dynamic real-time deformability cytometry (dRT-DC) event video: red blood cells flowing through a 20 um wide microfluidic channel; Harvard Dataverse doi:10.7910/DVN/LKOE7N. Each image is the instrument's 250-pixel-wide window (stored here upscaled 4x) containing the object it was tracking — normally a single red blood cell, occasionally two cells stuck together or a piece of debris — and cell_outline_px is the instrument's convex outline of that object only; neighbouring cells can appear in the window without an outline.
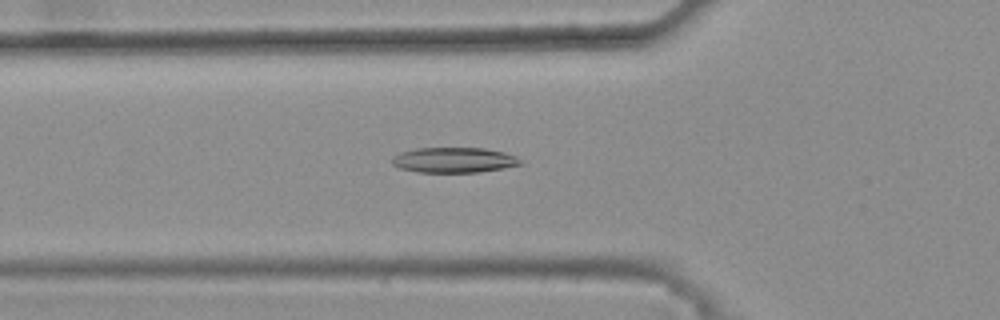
{"species": "common noctule bat (a hibernating species)", "species_latin": "Nyctalus noctula", "temperature_condition": "warm", "stored_images_in_passage": 46, "camera_frame_rate_fps": 3000, "um_per_image_px": 0.085, "animal": {"sex": "female", "body_mass_g": 25.1}, "frame": {"image": 1, "passage_image": 18, "time_ms": 5.667, "image_size_px": [1000, 320], "cell_outline_px": [[524, 164], [504, 168], [480, 172], [416, 172], [400, 168], [392, 164], [392, 156], [400, 152], [416, 148], [484, 148], [504, 152], [516, 156]], "centroid_in_image_um": [38.59, 13.6], "position_along_channel_um": 87.2, "area_um2": 19.02}}
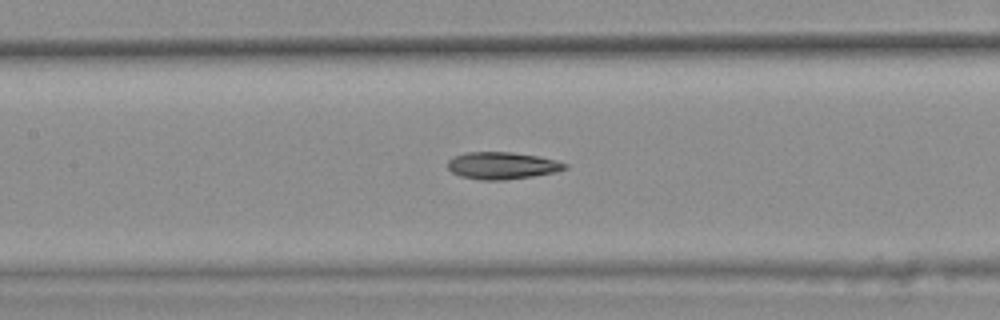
{"frame": {"image": 2, "passage_image": 24, "time_ms": 7.667, "image_size_px": [1000, 320], "cell_outline_px": [[568, 168], [552, 172], [532, 176], [504, 180], [480, 180], [460, 176], [452, 172], [448, 168], [448, 160], [456, 156], [468, 152], [512, 152], [536, 156], [556, 160], [568, 164]], "centroid_in_image_um": [42.67, 14.08], "position_along_channel_um": 164.7, "area_um2": 18.32}}
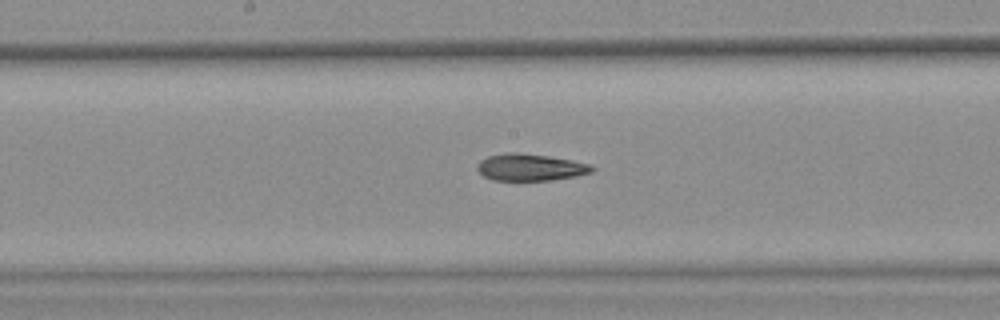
{"frame": {"image": 3, "passage_image": 27, "time_ms": 8.667, "image_size_px": [1000, 320], "cell_outline_px": [[596, 168], [592, 172], [576, 176], [552, 180], [492, 180], [484, 176], [476, 168], [476, 164], [480, 160], [488, 156], [508, 152], [520, 152], [548, 156], [572, 160], [592, 164]], "centroid_in_image_um": [45.09, 14.21], "position_along_channel_um": 203.1, "area_um2": 18.15}, "authors_computed_cell_mechanics": {"area_um2": 18.5538, "velocity_mm_per_s": 3.8569, "shape_relaxation_time_tau1_ms": null, "shape_relaxation_time_tau2_ms": 3.6913, "deformation_change_tau1": null, "deformation_change_tau2": 0.1209}}